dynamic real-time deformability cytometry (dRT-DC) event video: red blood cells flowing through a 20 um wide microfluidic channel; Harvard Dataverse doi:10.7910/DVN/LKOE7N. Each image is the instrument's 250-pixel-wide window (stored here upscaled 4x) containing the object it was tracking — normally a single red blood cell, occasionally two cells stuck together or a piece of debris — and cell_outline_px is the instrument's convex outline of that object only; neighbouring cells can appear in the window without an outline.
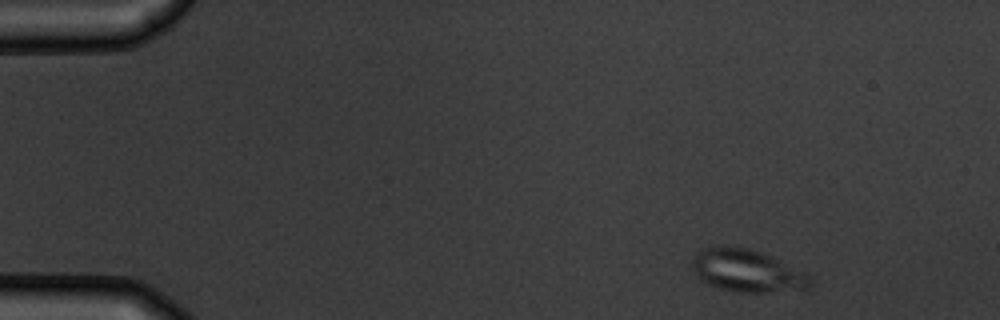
{"species": "common noctule bat (a hibernating species)", "species_latin": "Nyctalus noctula", "temperature_condition": "warm", "stored_images_in_passage": 4, "camera_frame_rate_fps": 3000, "um_per_image_px": 0.085, "animal": {"sex": "male", "body_mass_g": 19.5, "forearm_length_mm": 54.6}, "frame": {"image": 1, "passage_image": 1, "time_ms": 0.0, "image_size_px": [1000, 320], "cell_outline_px": [[812, 288], [808, 292], [740, 292], [720, 288], [708, 284], [700, 280], [696, 276], [692, 268], [692, 256], [700, 248], [712, 244], [724, 244], [748, 248], [760, 252], [804, 272], [812, 280]], "centroid_in_image_um": [63.48, 23.01], "position_along_channel_um": 21.5, "area_um2": 30.11}}